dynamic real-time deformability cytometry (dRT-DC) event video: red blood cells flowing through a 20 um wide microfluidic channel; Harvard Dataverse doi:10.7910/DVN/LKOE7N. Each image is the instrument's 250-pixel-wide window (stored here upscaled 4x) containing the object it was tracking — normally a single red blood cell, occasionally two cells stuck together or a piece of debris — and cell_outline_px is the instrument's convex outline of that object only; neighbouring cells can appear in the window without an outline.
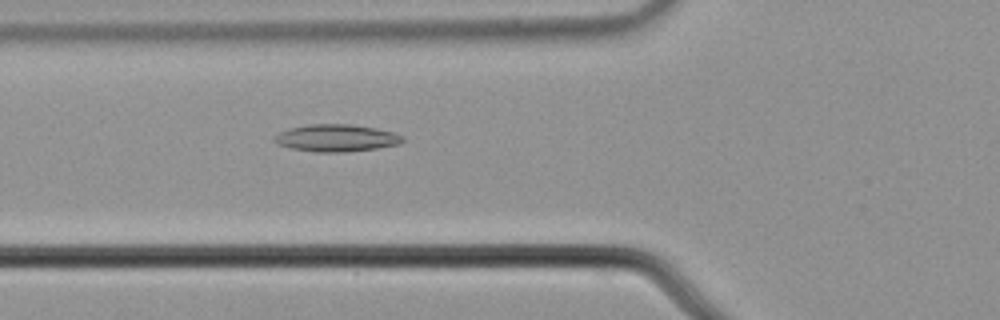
{"species": "common noctule bat (a hibernating species)", "species_latin": "Nyctalus noctula", "temperature_condition": "cold", "stored_images_in_passage": 5, "camera_frame_rate_fps": 3000, "um_per_image_px": 0.085, "animal": {"sex": "male", "body_mass_g": 21.5, "forearm_length_mm": 52.0}, "frame": {"image": 1, "passage_image": 5, "time_ms": 1.333, "image_size_px": [1000, 320], "cell_outline_px": [[404, 140], [400, 144], [376, 148], [344, 152], [316, 152], [292, 148], [276, 144], [272, 140], [272, 136], [288, 128], [308, 124], [352, 124], [376, 128], [392, 132], [404, 136]], "centroid_in_image_um": [28.55, 11.72], "position_along_channel_um": 97.2, "area_um2": 20.46}}